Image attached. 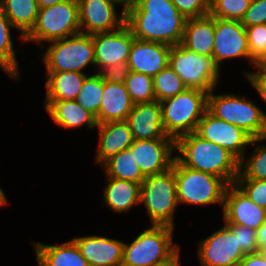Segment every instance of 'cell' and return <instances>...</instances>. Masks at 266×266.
<instances>
[{
	"label": "cell",
	"instance_id": "obj_43",
	"mask_svg": "<svg viewBox=\"0 0 266 266\" xmlns=\"http://www.w3.org/2000/svg\"><path fill=\"white\" fill-rule=\"evenodd\" d=\"M259 249L266 253V222L257 230Z\"/></svg>",
	"mask_w": 266,
	"mask_h": 266
},
{
	"label": "cell",
	"instance_id": "obj_8",
	"mask_svg": "<svg viewBox=\"0 0 266 266\" xmlns=\"http://www.w3.org/2000/svg\"><path fill=\"white\" fill-rule=\"evenodd\" d=\"M141 203L145 205L152 225L175 227L174 214L179 203L173 165L163 173L145 177L141 184Z\"/></svg>",
	"mask_w": 266,
	"mask_h": 266
},
{
	"label": "cell",
	"instance_id": "obj_23",
	"mask_svg": "<svg viewBox=\"0 0 266 266\" xmlns=\"http://www.w3.org/2000/svg\"><path fill=\"white\" fill-rule=\"evenodd\" d=\"M45 110L52 120L64 129H77L82 125L96 128V117L80 106L76 100H45Z\"/></svg>",
	"mask_w": 266,
	"mask_h": 266
},
{
	"label": "cell",
	"instance_id": "obj_29",
	"mask_svg": "<svg viewBox=\"0 0 266 266\" xmlns=\"http://www.w3.org/2000/svg\"><path fill=\"white\" fill-rule=\"evenodd\" d=\"M101 167L106 177H112L135 183H141L145 179L138 164L135 162L132 152L129 149L113 155L106 160Z\"/></svg>",
	"mask_w": 266,
	"mask_h": 266
},
{
	"label": "cell",
	"instance_id": "obj_19",
	"mask_svg": "<svg viewBox=\"0 0 266 266\" xmlns=\"http://www.w3.org/2000/svg\"><path fill=\"white\" fill-rule=\"evenodd\" d=\"M171 46L159 42L134 39L125 70L154 77L169 63Z\"/></svg>",
	"mask_w": 266,
	"mask_h": 266
},
{
	"label": "cell",
	"instance_id": "obj_4",
	"mask_svg": "<svg viewBox=\"0 0 266 266\" xmlns=\"http://www.w3.org/2000/svg\"><path fill=\"white\" fill-rule=\"evenodd\" d=\"M207 95V111L215 118L238 126L253 138L266 136V113L252 100L233 93Z\"/></svg>",
	"mask_w": 266,
	"mask_h": 266
},
{
	"label": "cell",
	"instance_id": "obj_44",
	"mask_svg": "<svg viewBox=\"0 0 266 266\" xmlns=\"http://www.w3.org/2000/svg\"><path fill=\"white\" fill-rule=\"evenodd\" d=\"M180 250H178L170 259L154 266H180Z\"/></svg>",
	"mask_w": 266,
	"mask_h": 266
},
{
	"label": "cell",
	"instance_id": "obj_33",
	"mask_svg": "<svg viewBox=\"0 0 266 266\" xmlns=\"http://www.w3.org/2000/svg\"><path fill=\"white\" fill-rule=\"evenodd\" d=\"M104 89V74L88 75L76 97L77 103L97 117L102 102Z\"/></svg>",
	"mask_w": 266,
	"mask_h": 266
},
{
	"label": "cell",
	"instance_id": "obj_9",
	"mask_svg": "<svg viewBox=\"0 0 266 266\" xmlns=\"http://www.w3.org/2000/svg\"><path fill=\"white\" fill-rule=\"evenodd\" d=\"M42 55L46 73L66 71L82 72L89 65L95 66V52L92 36L76 34L49 42Z\"/></svg>",
	"mask_w": 266,
	"mask_h": 266
},
{
	"label": "cell",
	"instance_id": "obj_2",
	"mask_svg": "<svg viewBox=\"0 0 266 266\" xmlns=\"http://www.w3.org/2000/svg\"><path fill=\"white\" fill-rule=\"evenodd\" d=\"M176 159L184 166L222 178L234 184L239 175V160L227 149L203 139L196 132L175 140Z\"/></svg>",
	"mask_w": 266,
	"mask_h": 266
},
{
	"label": "cell",
	"instance_id": "obj_25",
	"mask_svg": "<svg viewBox=\"0 0 266 266\" xmlns=\"http://www.w3.org/2000/svg\"><path fill=\"white\" fill-rule=\"evenodd\" d=\"M32 244L38 266H89L73 239L57 245Z\"/></svg>",
	"mask_w": 266,
	"mask_h": 266
},
{
	"label": "cell",
	"instance_id": "obj_31",
	"mask_svg": "<svg viewBox=\"0 0 266 266\" xmlns=\"http://www.w3.org/2000/svg\"><path fill=\"white\" fill-rule=\"evenodd\" d=\"M125 84L133 104L155 101L153 77L131 70H124L118 74Z\"/></svg>",
	"mask_w": 266,
	"mask_h": 266
},
{
	"label": "cell",
	"instance_id": "obj_7",
	"mask_svg": "<svg viewBox=\"0 0 266 266\" xmlns=\"http://www.w3.org/2000/svg\"><path fill=\"white\" fill-rule=\"evenodd\" d=\"M80 33L78 1L64 0L53 6L39 9L35 26L24 37L44 49V42H52Z\"/></svg>",
	"mask_w": 266,
	"mask_h": 266
},
{
	"label": "cell",
	"instance_id": "obj_30",
	"mask_svg": "<svg viewBox=\"0 0 266 266\" xmlns=\"http://www.w3.org/2000/svg\"><path fill=\"white\" fill-rule=\"evenodd\" d=\"M15 27L0 9V68L12 79L19 80V66L14 50L11 29Z\"/></svg>",
	"mask_w": 266,
	"mask_h": 266
},
{
	"label": "cell",
	"instance_id": "obj_20",
	"mask_svg": "<svg viewBox=\"0 0 266 266\" xmlns=\"http://www.w3.org/2000/svg\"><path fill=\"white\" fill-rule=\"evenodd\" d=\"M89 266H121L124 243L100 235H87L73 239Z\"/></svg>",
	"mask_w": 266,
	"mask_h": 266
},
{
	"label": "cell",
	"instance_id": "obj_46",
	"mask_svg": "<svg viewBox=\"0 0 266 266\" xmlns=\"http://www.w3.org/2000/svg\"><path fill=\"white\" fill-rule=\"evenodd\" d=\"M6 204H7V198H6L5 192L0 187V207L4 206Z\"/></svg>",
	"mask_w": 266,
	"mask_h": 266
},
{
	"label": "cell",
	"instance_id": "obj_15",
	"mask_svg": "<svg viewBox=\"0 0 266 266\" xmlns=\"http://www.w3.org/2000/svg\"><path fill=\"white\" fill-rule=\"evenodd\" d=\"M144 177L160 174L172 168L175 160V139H134L128 148Z\"/></svg>",
	"mask_w": 266,
	"mask_h": 266
},
{
	"label": "cell",
	"instance_id": "obj_32",
	"mask_svg": "<svg viewBox=\"0 0 266 266\" xmlns=\"http://www.w3.org/2000/svg\"><path fill=\"white\" fill-rule=\"evenodd\" d=\"M263 141H266V136L252 139L251 145H258L250 157L239 161V175L236 179L266 180V145L260 144Z\"/></svg>",
	"mask_w": 266,
	"mask_h": 266
},
{
	"label": "cell",
	"instance_id": "obj_21",
	"mask_svg": "<svg viewBox=\"0 0 266 266\" xmlns=\"http://www.w3.org/2000/svg\"><path fill=\"white\" fill-rule=\"evenodd\" d=\"M126 121L134 139L172 138L163 129L161 106L157 100L135 104Z\"/></svg>",
	"mask_w": 266,
	"mask_h": 266
},
{
	"label": "cell",
	"instance_id": "obj_47",
	"mask_svg": "<svg viewBox=\"0 0 266 266\" xmlns=\"http://www.w3.org/2000/svg\"><path fill=\"white\" fill-rule=\"evenodd\" d=\"M257 70L260 73H263L266 75V58L264 59V61L257 67Z\"/></svg>",
	"mask_w": 266,
	"mask_h": 266
},
{
	"label": "cell",
	"instance_id": "obj_38",
	"mask_svg": "<svg viewBox=\"0 0 266 266\" xmlns=\"http://www.w3.org/2000/svg\"><path fill=\"white\" fill-rule=\"evenodd\" d=\"M237 236L238 246L246 254L259 252L257 230L242 225L226 224Z\"/></svg>",
	"mask_w": 266,
	"mask_h": 266
},
{
	"label": "cell",
	"instance_id": "obj_5",
	"mask_svg": "<svg viewBox=\"0 0 266 266\" xmlns=\"http://www.w3.org/2000/svg\"><path fill=\"white\" fill-rule=\"evenodd\" d=\"M166 225H151L130 244L124 243L121 266H154L170 259L180 248L173 244V230Z\"/></svg>",
	"mask_w": 266,
	"mask_h": 266
},
{
	"label": "cell",
	"instance_id": "obj_12",
	"mask_svg": "<svg viewBox=\"0 0 266 266\" xmlns=\"http://www.w3.org/2000/svg\"><path fill=\"white\" fill-rule=\"evenodd\" d=\"M80 33L111 32L125 24V6L118 0H77ZM116 4L122 6L117 14Z\"/></svg>",
	"mask_w": 266,
	"mask_h": 266
},
{
	"label": "cell",
	"instance_id": "obj_6",
	"mask_svg": "<svg viewBox=\"0 0 266 266\" xmlns=\"http://www.w3.org/2000/svg\"><path fill=\"white\" fill-rule=\"evenodd\" d=\"M176 179L177 199L180 204L209 205L223 207L224 194L228 184L220 177L190 169L176 158L173 162Z\"/></svg>",
	"mask_w": 266,
	"mask_h": 266
},
{
	"label": "cell",
	"instance_id": "obj_13",
	"mask_svg": "<svg viewBox=\"0 0 266 266\" xmlns=\"http://www.w3.org/2000/svg\"><path fill=\"white\" fill-rule=\"evenodd\" d=\"M196 133L203 139L227 149L239 161L245 156L253 137L242 128L215 118L206 111L198 123Z\"/></svg>",
	"mask_w": 266,
	"mask_h": 266
},
{
	"label": "cell",
	"instance_id": "obj_16",
	"mask_svg": "<svg viewBox=\"0 0 266 266\" xmlns=\"http://www.w3.org/2000/svg\"><path fill=\"white\" fill-rule=\"evenodd\" d=\"M213 60L221 70V62L233 58H247L250 65V53L247 33L241 21L224 20L215 17V35Z\"/></svg>",
	"mask_w": 266,
	"mask_h": 266
},
{
	"label": "cell",
	"instance_id": "obj_22",
	"mask_svg": "<svg viewBox=\"0 0 266 266\" xmlns=\"http://www.w3.org/2000/svg\"><path fill=\"white\" fill-rule=\"evenodd\" d=\"M96 128L99 131V147L95 163L100 166L113 155L128 149L134 141L126 120L98 124Z\"/></svg>",
	"mask_w": 266,
	"mask_h": 266
},
{
	"label": "cell",
	"instance_id": "obj_36",
	"mask_svg": "<svg viewBox=\"0 0 266 266\" xmlns=\"http://www.w3.org/2000/svg\"><path fill=\"white\" fill-rule=\"evenodd\" d=\"M250 53V65L258 67L266 58V24L245 27Z\"/></svg>",
	"mask_w": 266,
	"mask_h": 266
},
{
	"label": "cell",
	"instance_id": "obj_39",
	"mask_svg": "<svg viewBox=\"0 0 266 266\" xmlns=\"http://www.w3.org/2000/svg\"><path fill=\"white\" fill-rule=\"evenodd\" d=\"M178 11L187 19L199 18L210 13L211 0H171Z\"/></svg>",
	"mask_w": 266,
	"mask_h": 266
},
{
	"label": "cell",
	"instance_id": "obj_35",
	"mask_svg": "<svg viewBox=\"0 0 266 266\" xmlns=\"http://www.w3.org/2000/svg\"><path fill=\"white\" fill-rule=\"evenodd\" d=\"M251 0H211L210 15L224 20L241 21Z\"/></svg>",
	"mask_w": 266,
	"mask_h": 266
},
{
	"label": "cell",
	"instance_id": "obj_37",
	"mask_svg": "<svg viewBox=\"0 0 266 266\" xmlns=\"http://www.w3.org/2000/svg\"><path fill=\"white\" fill-rule=\"evenodd\" d=\"M234 184L251 201L266 209V180L236 179Z\"/></svg>",
	"mask_w": 266,
	"mask_h": 266
},
{
	"label": "cell",
	"instance_id": "obj_11",
	"mask_svg": "<svg viewBox=\"0 0 266 266\" xmlns=\"http://www.w3.org/2000/svg\"><path fill=\"white\" fill-rule=\"evenodd\" d=\"M95 66L101 74H120L125 70L129 59L131 45L135 37L125 23L122 27L111 32L91 34Z\"/></svg>",
	"mask_w": 266,
	"mask_h": 266
},
{
	"label": "cell",
	"instance_id": "obj_28",
	"mask_svg": "<svg viewBox=\"0 0 266 266\" xmlns=\"http://www.w3.org/2000/svg\"><path fill=\"white\" fill-rule=\"evenodd\" d=\"M87 76L75 71L46 73L45 100H75Z\"/></svg>",
	"mask_w": 266,
	"mask_h": 266
},
{
	"label": "cell",
	"instance_id": "obj_10",
	"mask_svg": "<svg viewBox=\"0 0 266 266\" xmlns=\"http://www.w3.org/2000/svg\"><path fill=\"white\" fill-rule=\"evenodd\" d=\"M168 65L187 88L209 93L219 84L221 70L215 65L213 57L197 54L181 44L171 46Z\"/></svg>",
	"mask_w": 266,
	"mask_h": 266
},
{
	"label": "cell",
	"instance_id": "obj_27",
	"mask_svg": "<svg viewBox=\"0 0 266 266\" xmlns=\"http://www.w3.org/2000/svg\"><path fill=\"white\" fill-rule=\"evenodd\" d=\"M0 9L15 29L19 30V38L24 43V37L32 30L37 20V0H0Z\"/></svg>",
	"mask_w": 266,
	"mask_h": 266
},
{
	"label": "cell",
	"instance_id": "obj_24",
	"mask_svg": "<svg viewBox=\"0 0 266 266\" xmlns=\"http://www.w3.org/2000/svg\"><path fill=\"white\" fill-rule=\"evenodd\" d=\"M215 17L210 14L186 20L181 45L200 55H213Z\"/></svg>",
	"mask_w": 266,
	"mask_h": 266
},
{
	"label": "cell",
	"instance_id": "obj_26",
	"mask_svg": "<svg viewBox=\"0 0 266 266\" xmlns=\"http://www.w3.org/2000/svg\"><path fill=\"white\" fill-rule=\"evenodd\" d=\"M104 205L116 213L128 212L133 206L140 205L141 183L106 177Z\"/></svg>",
	"mask_w": 266,
	"mask_h": 266
},
{
	"label": "cell",
	"instance_id": "obj_42",
	"mask_svg": "<svg viewBox=\"0 0 266 266\" xmlns=\"http://www.w3.org/2000/svg\"><path fill=\"white\" fill-rule=\"evenodd\" d=\"M235 266H266V253L259 251L246 254Z\"/></svg>",
	"mask_w": 266,
	"mask_h": 266
},
{
	"label": "cell",
	"instance_id": "obj_3",
	"mask_svg": "<svg viewBox=\"0 0 266 266\" xmlns=\"http://www.w3.org/2000/svg\"><path fill=\"white\" fill-rule=\"evenodd\" d=\"M207 92L187 88L184 92L160 102L163 129L175 140L196 132L198 123L207 111Z\"/></svg>",
	"mask_w": 266,
	"mask_h": 266
},
{
	"label": "cell",
	"instance_id": "obj_18",
	"mask_svg": "<svg viewBox=\"0 0 266 266\" xmlns=\"http://www.w3.org/2000/svg\"><path fill=\"white\" fill-rule=\"evenodd\" d=\"M134 104L124 82L118 74H104V89L99 113L98 124L111 121H124L132 111Z\"/></svg>",
	"mask_w": 266,
	"mask_h": 266
},
{
	"label": "cell",
	"instance_id": "obj_45",
	"mask_svg": "<svg viewBox=\"0 0 266 266\" xmlns=\"http://www.w3.org/2000/svg\"><path fill=\"white\" fill-rule=\"evenodd\" d=\"M62 1L64 0H37V4H38L39 9H43L49 6H53Z\"/></svg>",
	"mask_w": 266,
	"mask_h": 266
},
{
	"label": "cell",
	"instance_id": "obj_1",
	"mask_svg": "<svg viewBox=\"0 0 266 266\" xmlns=\"http://www.w3.org/2000/svg\"><path fill=\"white\" fill-rule=\"evenodd\" d=\"M125 23L136 39L181 44L185 18L171 0H134L125 7Z\"/></svg>",
	"mask_w": 266,
	"mask_h": 266
},
{
	"label": "cell",
	"instance_id": "obj_40",
	"mask_svg": "<svg viewBox=\"0 0 266 266\" xmlns=\"http://www.w3.org/2000/svg\"><path fill=\"white\" fill-rule=\"evenodd\" d=\"M241 23L244 27L266 24V0H251Z\"/></svg>",
	"mask_w": 266,
	"mask_h": 266
},
{
	"label": "cell",
	"instance_id": "obj_14",
	"mask_svg": "<svg viewBox=\"0 0 266 266\" xmlns=\"http://www.w3.org/2000/svg\"><path fill=\"white\" fill-rule=\"evenodd\" d=\"M198 244L201 266H235L245 256L238 246L237 236L225 223Z\"/></svg>",
	"mask_w": 266,
	"mask_h": 266
},
{
	"label": "cell",
	"instance_id": "obj_41",
	"mask_svg": "<svg viewBox=\"0 0 266 266\" xmlns=\"http://www.w3.org/2000/svg\"><path fill=\"white\" fill-rule=\"evenodd\" d=\"M244 76H246L254 89L257 90L260 98L266 103V75L259 71H246L244 72Z\"/></svg>",
	"mask_w": 266,
	"mask_h": 266
},
{
	"label": "cell",
	"instance_id": "obj_48",
	"mask_svg": "<svg viewBox=\"0 0 266 266\" xmlns=\"http://www.w3.org/2000/svg\"><path fill=\"white\" fill-rule=\"evenodd\" d=\"M120 1L125 7L130 5L134 0H118Z\"/></svg>",
	"mask_w": 266,
	"mask_h": 266
},
{
	"label": "cell",
	"instance_id": "obj_34",
	"mask_svg": "<svg viewBox=\"0 0 266 266\" xmlns=\"http://www.w3.org/2000/svg\"><path fill=\"white\" fill-rule=\"evenodd\" d=\"M186 89L180 76L169 65L153 77V90L158 102L174 97Z\"/></svg>",
	"mask_w": 266,
	"mask_h": 266
},
{
	"label": "cell",
	"instance_id": "obj_17",
	"mask_svg": "<svg viewBox=\"0 0 266 266\" xmlns=\"http://www.w3.org/2000/svg\"><path fill=\"white\" fill-rule=\"evenodd\" d=\"M222 208L225 224L258 230L266 222V209L251 201L235 184L227 186Z\"/></svg>",
	"mask_w": 266,
	"mask_h": 266
}]
</instances>
